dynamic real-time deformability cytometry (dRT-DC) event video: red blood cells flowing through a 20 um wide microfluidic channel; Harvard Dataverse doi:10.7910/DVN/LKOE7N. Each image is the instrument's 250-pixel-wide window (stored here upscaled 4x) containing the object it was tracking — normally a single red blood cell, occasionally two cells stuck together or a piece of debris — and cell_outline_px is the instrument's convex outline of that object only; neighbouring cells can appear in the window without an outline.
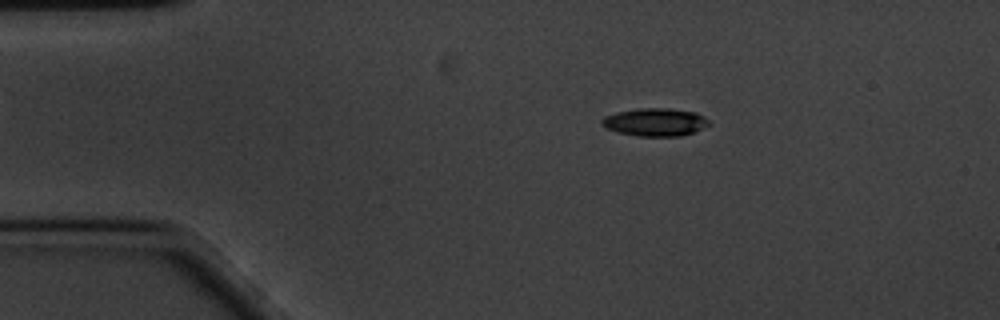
{"species": "common noctule bat (a hibernating species)", "species_latin": "Nyctalus noctula", "temperature_condition": "cold", "stored_images_in_passage": 59, "camera_frame_rate_fps": 3000, "um_per_image_px": 0.085, "animal": {"sex": "male", "body_mass_g": 20.1, "forearm_length_mm": 53.5}, "frame": {"image": 1, "passage_image": 10, "time_ms": 3.0, "image_size_px": [1000, 320], "cell_outline_px": [[708, 124], [692, 132], [680, 136], [636, 136], [620, 132], [608, 128], [600, 124], [600, 120], [604, 116], [616, 112], [640, 108], [668, 108], [696, 112], [704, 116], [708, 120]], "centroid_in_image_um": [55.65, 10.37], "position_along_channel_um": 29.4, "area_um2": 17.22}}
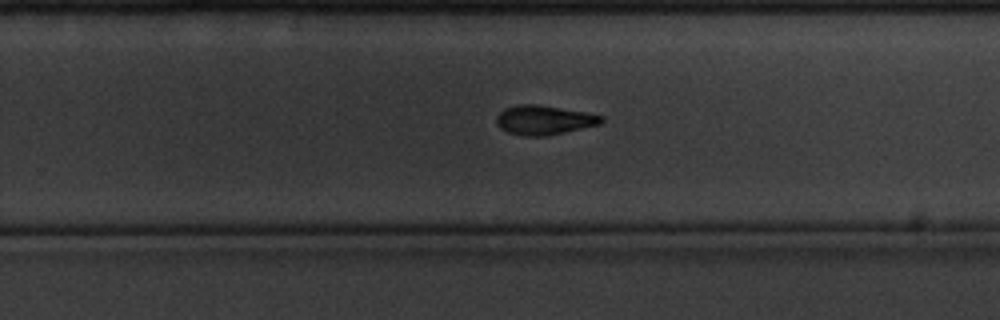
{"frame": {"image": 2, "passage_image": 37, "time_ms": 12.0, "image_size_px": [1000, 320], "cell_outline_px": [[604, 120], [600, 124], [548, 136], [524, 136], [508, 132], [500, 128], [496, 124], [496, 116], [504, 108], [516, 104], [536, 104], [588, 112], [604, 116]], "centroid_in_image_um": [46.24, 10.19], "position_along_channel_um": 283.6, "area_um2": 18.15}}
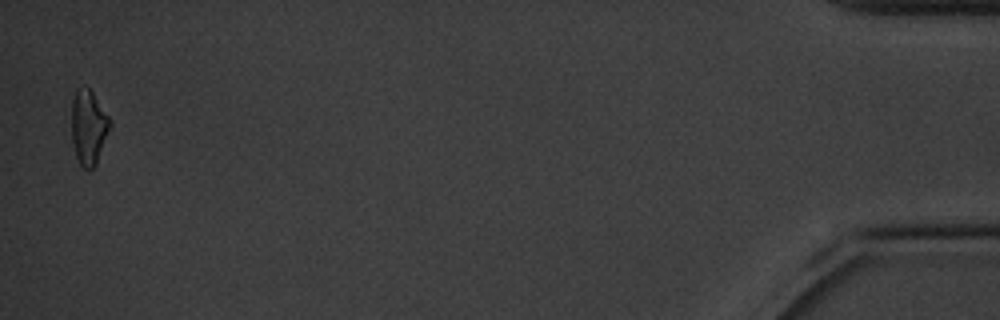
{"frame": {"image": 3, "passage_image": 58, "time_ms": 19.0, "image_size_px": [1000, 320], "cell_outline_px": [[112, 128], [96, 164], [88, 172], [80, 164], [76, 156], [72, 140], [72, 100], [76, 88], [84, 84], [92, 92], [108, 116], [112, 124]], "centroid_in_image_um": [7.54, 10.82], "position_along_channel_um": 427.7, "area_um2": 16.94}, "authors_computed_cell_mechanics": {"area_um2": 17.4556, "velocity_mm_per_s": 3.3633, "shape_relaxation_time_tau1_ms": 3.3331, "shape_relaxation_time_tau2_ms": null, "deformation_change_tau1": 0.1257, "deformation_change_tau2": null}}